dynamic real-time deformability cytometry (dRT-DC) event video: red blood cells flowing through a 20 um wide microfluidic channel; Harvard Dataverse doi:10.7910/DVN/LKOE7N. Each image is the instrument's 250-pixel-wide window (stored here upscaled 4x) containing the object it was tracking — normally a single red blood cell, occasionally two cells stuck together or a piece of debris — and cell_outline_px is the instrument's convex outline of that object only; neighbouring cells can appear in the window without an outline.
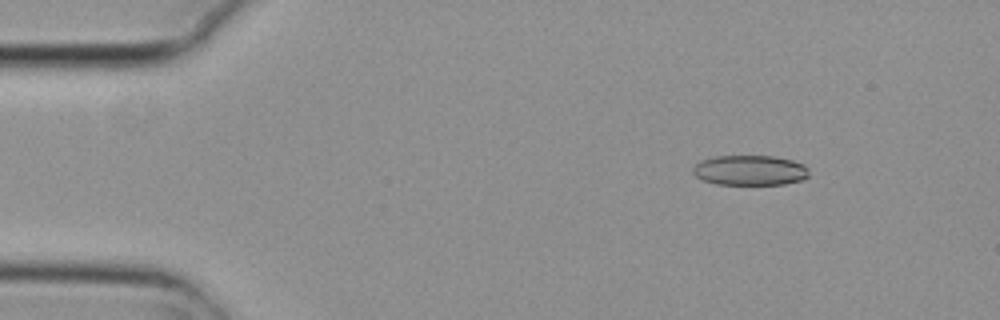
{"species": "common noctule bat (a hibernating species)", "species_latin": "Nyctalus noctula", "temperature_condition": "cold", "stored_images_in_passage": 6, "camera_frame_rate_fps": 3000, "um_per_image_px": 0.085, "animal": {"sex": "female", "body_mass_g": 29.2, "forearm_length_mm": 56.3}, "frame": {"image": 1, "passage_image": 3, "time_ms": 0.667, "image_size_px": [1000, 320], "cell_outline_px": [[808, 176], [800, 180], [784, 184], [716, 184], [704, 180], [696, 176], [692, 172], [692, 168], [700, 160], [716, 156], [772, 156], [792, 160], [804, 164], [808, 168]], "centroid_in_image_um": [63.73, 14.47], "position_along_channel_um": 21.3, "area_um2": 20.29}}